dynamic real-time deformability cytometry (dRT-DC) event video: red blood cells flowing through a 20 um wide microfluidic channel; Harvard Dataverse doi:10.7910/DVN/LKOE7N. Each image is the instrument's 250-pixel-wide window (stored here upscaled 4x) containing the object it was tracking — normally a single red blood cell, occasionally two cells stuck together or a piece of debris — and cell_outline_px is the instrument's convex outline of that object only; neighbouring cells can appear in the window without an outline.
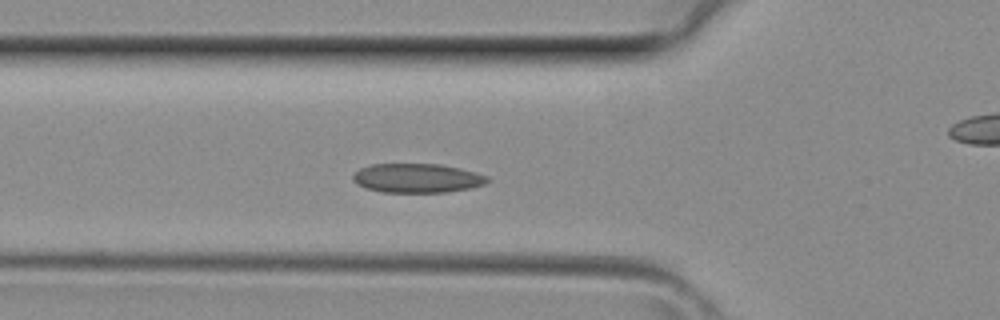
{"species": "common noctule bat (a hibernating species)", "species_latin": "Nyctalus noctula", "temperature_condition": "room temperature", "stored_images_in_passage": 32, "camera_frame_rate_fps": 3000, "um_per_image_px": 0.085, "animal": {"sex": "female", "body_mass_g": 29.2, "forearm_length_mm": 56.3}, "frame": {"image": 1, "passage_image": 6, "time_ms": 1.667, "image_size_px": [1000, 320], "cell_outline_px": [[488, 180], [484, 184], [468, 188], [448, 192], [380, 192], [364, 188], [356, 184], [352, 180], [352, 176], [360, 168], [372, 164], [440, 164], [460, 168], [476, 172], [488, 176]], "centroid_in_image_um": [35.41, 15.14], "position_along_channel_um": 90.4, "area_um2": 22.89}}
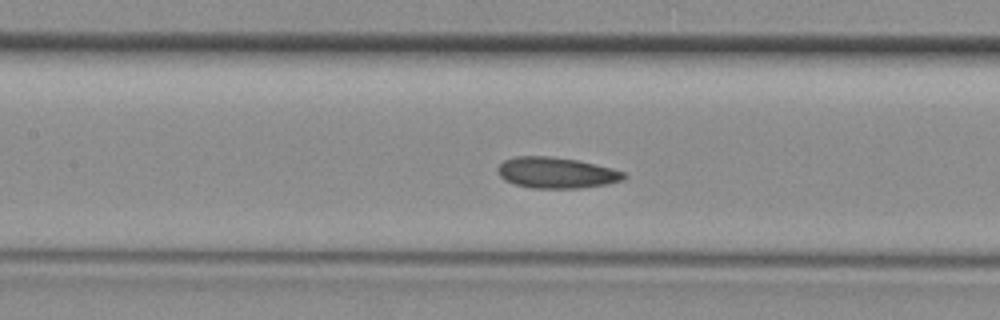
{"frame": {"image": 2, "passage_image": 10, "time_ms": 3.0, "image_size_px": [1000, 320], "cell_outline_px": [[628, 176], [624, 180], [608, 184], [580, 188], [532, 188], [516, 184], [504, 180], [500, 176], [496, 168], [504, 160], [516, 156], [548, 156], [576, 160], [596, 164], [612, 168], [624, 172]], "centroid_in_image_um": [47.31, 14.68], "position_along_channel_um": 160.1, "area_um2": 22.83}}
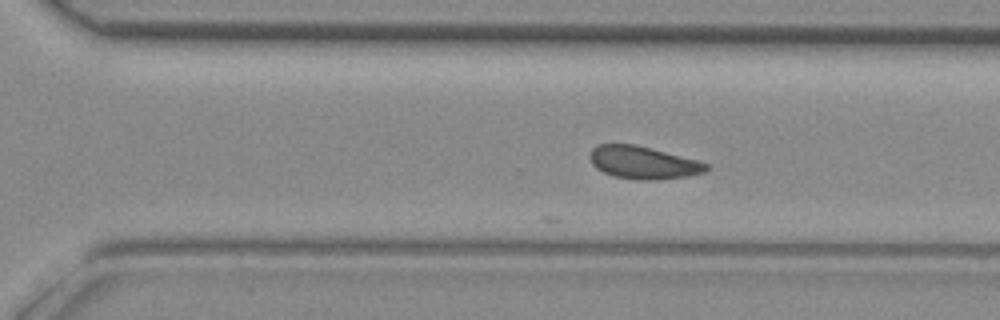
{"frame": {"image": 3, "passage_image": 19, "time_ms": 6.0, "image_size_px": [1000, 320], "cell_outline_px": [[708, 168], [704, 172], [684, 176], [652, 180], [640, 180], [612, 176], [596, 168], [592, 164], [592, 148], [596, 144], [636, 144], [696, 160], [708, 164]], "centroid_in_image_um": [54.64, 13.81], "position_along_channel_um": 316.0, "area_um2": 21.73}}